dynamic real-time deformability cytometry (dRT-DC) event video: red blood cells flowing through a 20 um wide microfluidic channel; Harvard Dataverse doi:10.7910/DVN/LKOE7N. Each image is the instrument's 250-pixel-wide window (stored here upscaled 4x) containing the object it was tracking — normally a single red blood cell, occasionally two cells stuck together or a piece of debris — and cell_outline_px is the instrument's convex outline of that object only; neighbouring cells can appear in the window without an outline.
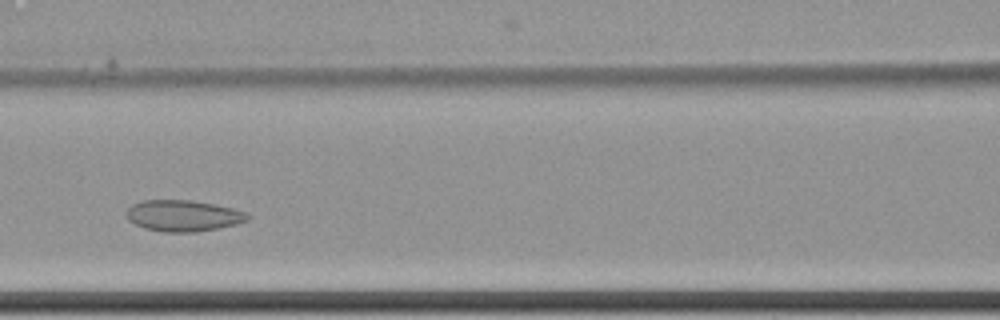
{"species": "common noctule bat (a hibernating species)", "species_latin": "Nyctalus noctula", "temperature_condition": "cold", "stored_images_in_passage": 7, "camera_frame_rate_fps": 3000, "um_per_image_px": 0.085, "animal": {"sex": "female", "body_mass_g": 22.7, "forearm_length_mm": 54.2}, "frame": {"image": 1, "passage_image": 3, "time_ms": 0.667, "image_size_px": [1000, 320], "cell_outline_px": [[252, 216], [248, 220], [236, 224], [196, 232], [164, 232], [144, 228], [128, 220], [124, 212], [132, 204], [140, 200], [188, 200], [212, 204], [232, 208], [244, 212]], "centroid_in_image_um": [15.53, 18.33], "position_along_channel_um": 151.1, "area_um2": 22.02}}
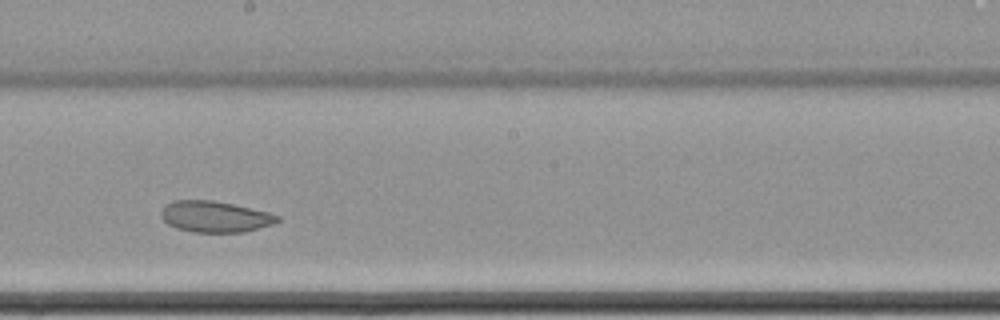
{"frame": {"image": 2, "passage_image": 5, "time_ms": 1.333, "image_size_px": [1000, 320], "cell_outline_px": [[280, 220], [272, 224], [244, 232], [192, 232], [176, 228], [168, 224], [160, 216], [160, 212], [164, 204], [172, 200], [212, 200], [232, 204], [268, 212], [280, 216]], "centroid_in_image_um": [18.22, 18.41], "position_along_channel_um": 230.0, "area_um2": 21.15}}
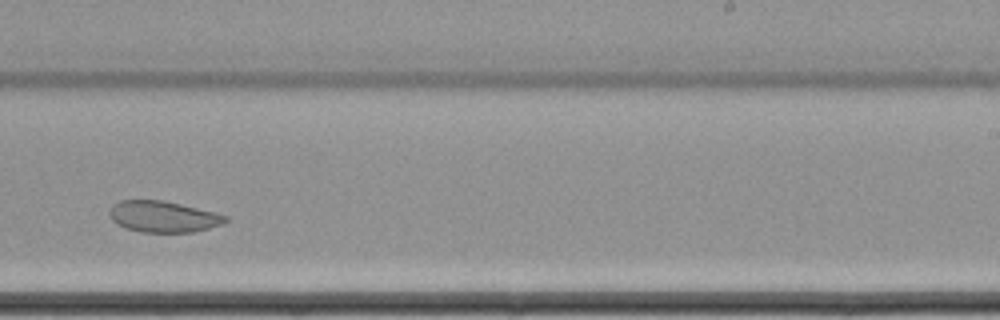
{"frame": {"image": 3, "passage_image": 6, "time_ms": 1.667, "image_size_px": [1000, 320], "cell_outline_px": [[228, 220], [220, 224], [208, 228], [192, 232], [140, 232], [116, 224], [112, 220], [108, 212], [112, 204], [120, 200], [160, 200], [180, 204], [216, 212], [228, 216]], "centroid_in_image_um": [13.84, 18.41], "position_along_channel_um": 275.2, "area_um2": 21.04}}